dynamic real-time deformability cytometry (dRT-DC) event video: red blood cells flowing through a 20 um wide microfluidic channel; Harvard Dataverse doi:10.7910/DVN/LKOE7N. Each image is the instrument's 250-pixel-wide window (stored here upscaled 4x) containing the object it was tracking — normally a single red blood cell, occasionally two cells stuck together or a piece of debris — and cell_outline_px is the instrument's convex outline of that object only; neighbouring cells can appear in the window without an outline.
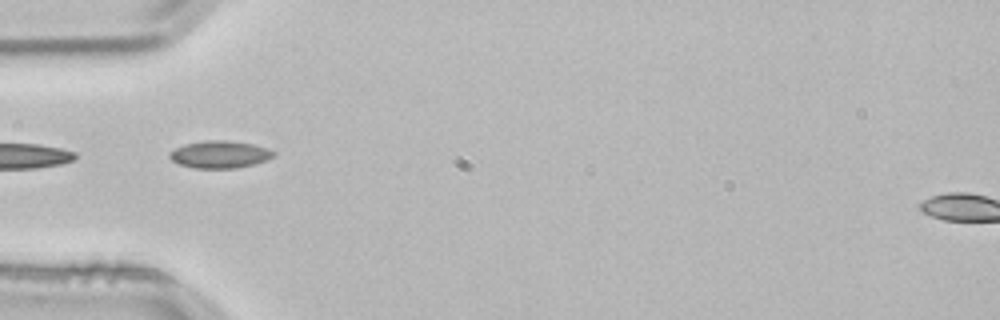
{"species": "common noctule bat (a hibernating species)", "species_latin": "Nyctalus noctula", "temperature_condition": "room temperature", "stored_images_in_passage": 5, "camera_frame_rate_fps": 3000, "um_per_image_px": 0.085, "animal": {"sex": "male", "body_mass_g": 21.5, "forearm_length_mm": 52.0}, "frame": {"image": 1, "passage_image": 4, "time_ms": 1.0, "image_size_px": [1000, 320], "cell_outline_px": [[276, 156], [268, 160], [256, 164], [236, 168], [192, 168], [180, 164], [172, 160], [168, 156], [168, 152], [184, 144], [208, 140], [228, 140], [252, 144], [276, 152]], "centroid_in_image_um": [18.69, 13.13], "position_along_channel_um": 66.3, "area_um2": 16.65}}